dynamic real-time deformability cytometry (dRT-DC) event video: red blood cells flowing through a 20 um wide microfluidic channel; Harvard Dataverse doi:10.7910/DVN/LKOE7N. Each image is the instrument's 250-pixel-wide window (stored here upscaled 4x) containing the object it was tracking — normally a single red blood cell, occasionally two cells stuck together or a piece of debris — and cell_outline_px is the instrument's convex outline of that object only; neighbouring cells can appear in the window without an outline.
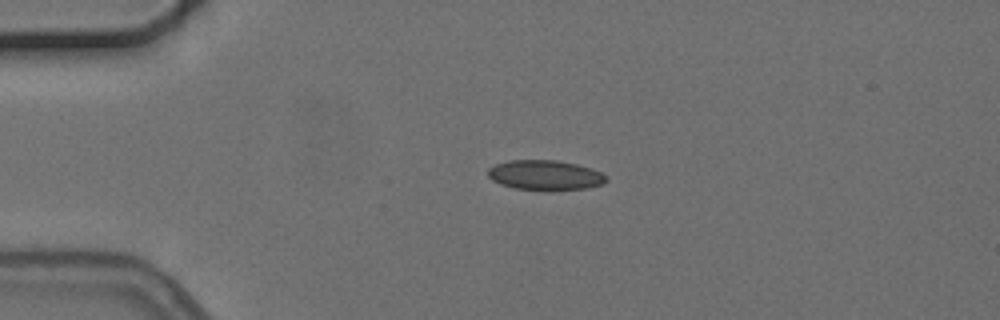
{"species": "common noctule bat (a hibernating species)", "species_latin": "Nyctalus noctula", "temperature_condition": "cold", "stored_images_in_passage": 4, "camera_frame_rate_fps": 3000, "um_per_image_px": 0.085, "animal": {"sex": "female", "body_mass_g": 24.6, "forearm_length_mm": 56.2}, "frame": {"image": 1, "passage_image": 3, "time_ms": 2.333, "image_size_px": [1000, 320], "cell_outline_px": [[608, 180], [604, 184], [588, 188], [552, 192], [516, 188], [500, 184], [492, 180], [488, 176], [488, 168], [496, 164], [508, 160], [556, 160], [576, 164], [592, 168], [608, 176]], "centroid_in_image_um": [46.38, 14.91], "position_along_channel_um": 38.6, "area_um2": 21.15}}